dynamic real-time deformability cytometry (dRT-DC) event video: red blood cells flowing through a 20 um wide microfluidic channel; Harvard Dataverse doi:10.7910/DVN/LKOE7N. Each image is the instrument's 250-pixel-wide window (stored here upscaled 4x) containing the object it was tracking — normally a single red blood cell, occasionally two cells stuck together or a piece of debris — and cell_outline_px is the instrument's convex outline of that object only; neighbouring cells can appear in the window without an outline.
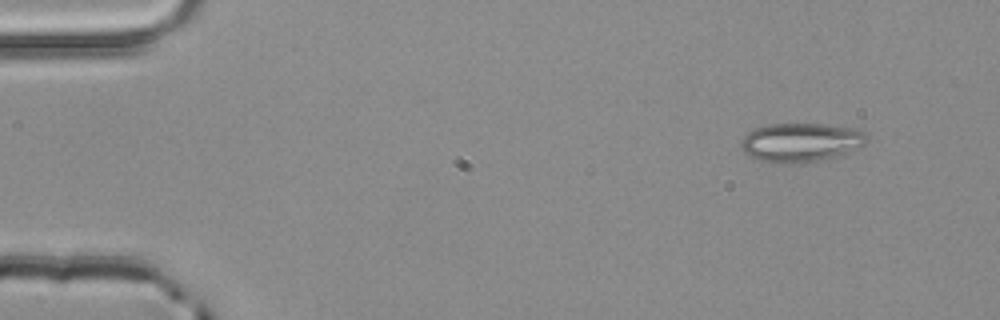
{"species": "common noctule bat (a hibernating species)", "species_latin": "Nyctalus noctula", "temperature_condition": "room temperature", "stored_images_in_passage": 3, "camera_frame_rate_fps": 3000, "um_per_image_px": 0.085, "animal": {"sex": "male", "body_mass_g": 20.4}, "frame": {"image": 1, "passage_image": 1, "time_ms": 0.0, "image_size_px": [1000, 320], "cell_outline_px": [[868, 140], [860, 148], [836, 156], [820, 160], [792, 164], [780, 164], [760, 160], [744, 152], [740, 148], [740, 140], [748, 132], [756, 128], [768, 124], [824, 124], [860, 128], [868, 136]], "centroid_in_image_um": [68.1, 12.1], "position_along_channel_um": 16.9, "area_um2": 28.84}}